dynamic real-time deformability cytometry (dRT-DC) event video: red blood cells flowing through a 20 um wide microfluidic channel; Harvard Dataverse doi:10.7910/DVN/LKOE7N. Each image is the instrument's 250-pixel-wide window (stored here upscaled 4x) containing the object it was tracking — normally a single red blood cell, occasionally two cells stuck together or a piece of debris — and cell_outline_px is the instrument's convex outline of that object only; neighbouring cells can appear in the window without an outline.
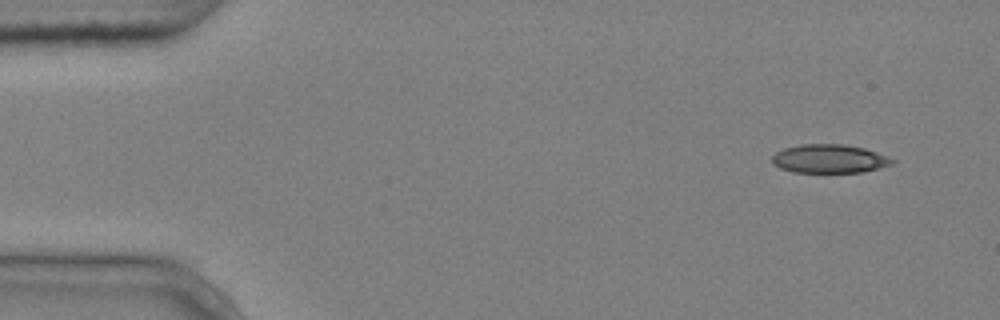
{"species": "common noctule bat (a hibernating species)", "species_latin": "Nyctalus noctula", "temperature_condition": "cold", "stored_images_in_passage": 4, "camera_frame_rate_fps": 3000, "um_per_image_px": 0.085, "animal": {"sex": "male", "body_mass_g": 20.4}, "frame": {"image": 1, "passage_image": 1, "time_ms": 0.0, "image_size_px": [1000, 320], "cell_outline_px": [[896, 160], [892, 164], [880, 168], [860, 172], [792, 172], [780, 168], [772, 164], [772, 156], [776, 152], [784, 148], [800, 144], [840, 144], [864, 148], [876, 152]], "centroid_in_image_um": [70.47, 13.49], "position_along_channel_um": 14.5, "area_um2": 20.0}}
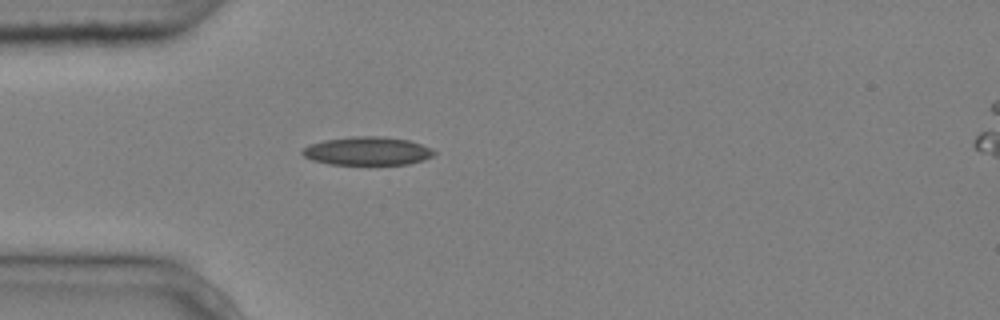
{"frame": {"image": 2, "passage_image": 4, "time_ms": 1.0, "image_size_px": [1000, 320], "cell_outline_px": [[436, 152], [432, 156], [424, 160], [408, 164], [328, 164], [312, 160], [304, 156], [300, 152], [308, 144], [324, 140], [352, 136], [380, 136], [408, 140], [432, 148]], "centroid_in_image_um": [31.21, 12.83], "position_along_channel_um": 53.8, "area_um2": 21.79}}